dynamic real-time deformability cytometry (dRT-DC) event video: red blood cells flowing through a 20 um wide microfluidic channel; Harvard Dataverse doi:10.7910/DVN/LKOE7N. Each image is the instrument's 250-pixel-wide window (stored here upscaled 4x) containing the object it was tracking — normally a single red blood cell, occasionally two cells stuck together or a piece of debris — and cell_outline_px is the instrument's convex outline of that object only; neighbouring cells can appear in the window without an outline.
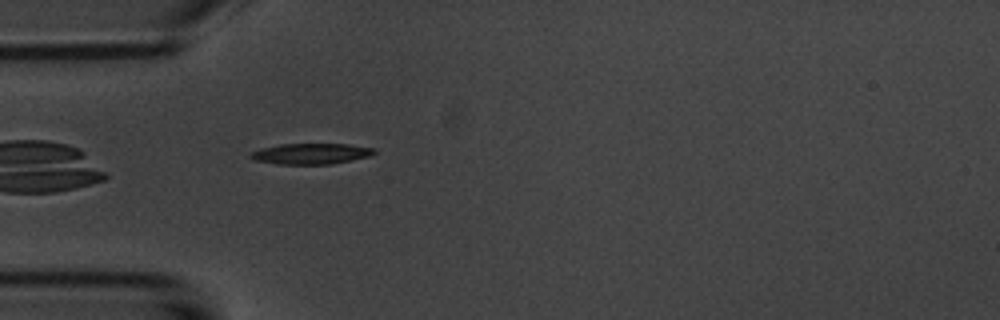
{"species": "common noctule bat (a hibernating species)", "species_latin": "Nyctalus noctula", "temperature_condition": "room temperature", "stored_images_in_passage": 6, "camera_frame_rate_fps": 3000, "um_per_image_px": 0.085, "animal": {"sex": "male", "body_mass_g": 20.1, "forearm_length_mm": 53.5}, "frame": {"image": 1, "passage_image": 6, "time_ms": 5.667, "image_size_px": [1000, 320], "cell_outline_px": [[376, 152], [368, 156], [352, 160], [332, 164], [276, 164], [252, 160], [248, 156], [248, 152], [280, 144], [348, 144], [376, 148]], "centroid_in_image_um": [26.39, 13.07], "position_along_channel_um": 58.6, "area_um2": 15.09}}